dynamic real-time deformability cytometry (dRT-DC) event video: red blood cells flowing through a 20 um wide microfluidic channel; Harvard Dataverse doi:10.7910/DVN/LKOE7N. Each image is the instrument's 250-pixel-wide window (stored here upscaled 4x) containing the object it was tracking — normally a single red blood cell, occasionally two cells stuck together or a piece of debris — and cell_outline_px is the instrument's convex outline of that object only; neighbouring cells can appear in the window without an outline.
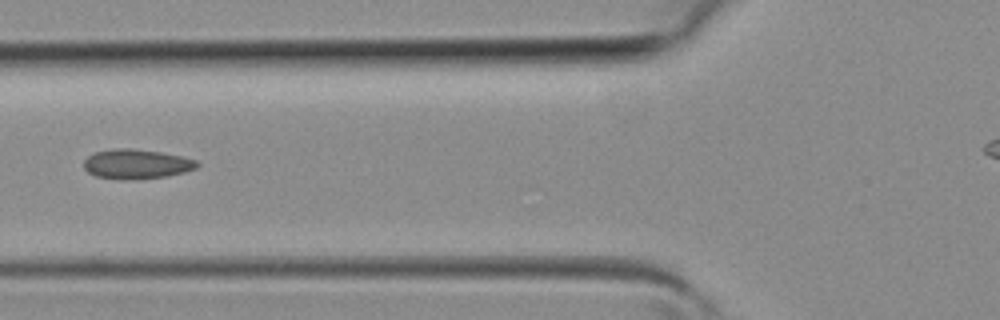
{"species": "common noctule bat (a hibernating species)", "species_latin": "Nyctalus noctula", "temperature_condition": "room temperature", "stored_images_in_passage": 5, "camera_frame_rate_fps": 3000, "um_per_image_px": 0.085, "animal": {"sex": "female", "body_mass_g": 19.3, "forearm_length_mm": 54.1}, "frame": {"image": 1, "passage_image": 5, "time_ms": 1.333, "image_size_px": [1000, 320], "cell_outline_px": [[200, 164], [196, 168], [184, 172], [168, 176], [136, 180], [120, 180], [96, 176], [88, 172], [84, 168], [84, 160], [88, 156], [96, 152], [116, 148], [128, 148], [160, 152], [180, 156], [196, 160]], "centroid_in_image_um": [11.6, 13.96], "position_along_channel_um": 114.2, "area_um2": 19.59}}